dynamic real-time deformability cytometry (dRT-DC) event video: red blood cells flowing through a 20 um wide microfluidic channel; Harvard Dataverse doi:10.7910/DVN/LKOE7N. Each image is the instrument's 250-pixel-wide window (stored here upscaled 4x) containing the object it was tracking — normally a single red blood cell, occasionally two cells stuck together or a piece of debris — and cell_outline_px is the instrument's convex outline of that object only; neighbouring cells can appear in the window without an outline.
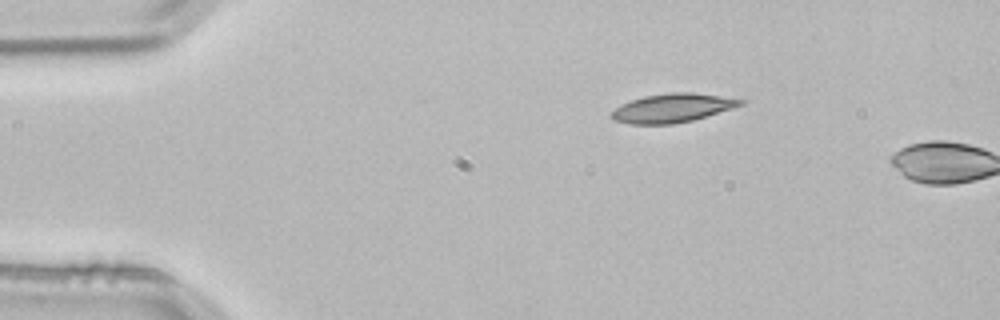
{"species": "common noctule bat (a hibernating species)", "species_latin": "Nyctalus noctula", "temperature_condition": "room temperature", "stored_images_in_passage": 2, "camera_frame_rate_fps": 3000, "um_per_image_px": 0.085, "animal": {"sex": "male", "body_mass_g": 21.5, "forearm_length_mm": 52.0}, "frame": {"image": 1, "passage_image": 1, "time_ms": 0.0, "image_size_px": [1000, 320], "cell_outline_px": [[744, 104], [732, 108], [692, 120], [672, 124], [628, 124], [612, 120], [608, 116], [608, 112], [620, 104], [644, 96], [672, 92], [692, 92], [744, 100]], "centroid_in_image_um": [57.04, 9.19], "position_along_channel_um": 28.0, "area_um2": 21.62}}